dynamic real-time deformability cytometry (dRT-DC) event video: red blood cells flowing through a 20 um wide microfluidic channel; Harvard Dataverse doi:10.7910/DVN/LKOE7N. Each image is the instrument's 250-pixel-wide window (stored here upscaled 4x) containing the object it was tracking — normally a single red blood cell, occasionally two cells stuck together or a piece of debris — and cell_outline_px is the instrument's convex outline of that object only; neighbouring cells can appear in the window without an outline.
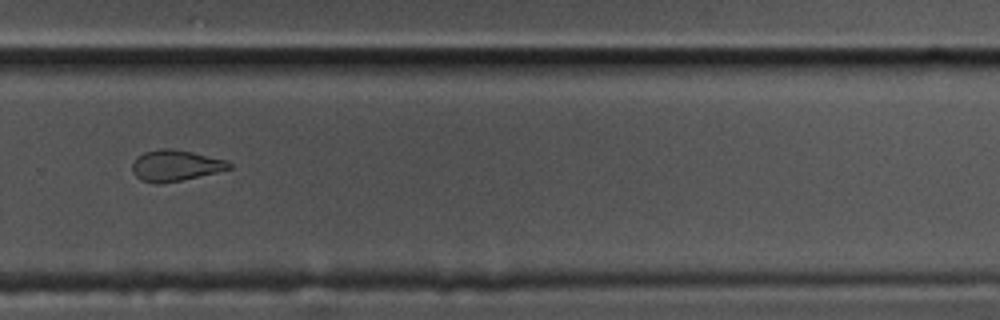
{"species": "common noctule bat (a hibernating species)", "species_latin": "Nyctalus noctula", "temperature_condition": "cold", "stored_images_in_passage": 46, "camera_frame_rate_fps": 3000, "um_per_image_px": 0.085, "animal": {"sex": "male", "body_mass_g": 17.5, "forearm_length_mm": 52.3}, "frame": {"image": 1, "passage_image": 27, "time_ms": 8.667, "image_size_px": [1000, 320], "cell_outline_px": [[232, 168], [216, 172], [180, 180], [160, 184], [152, 184], [140, 180], [132, 172], [132, 164], [144, 152], [160, 148], [172, 148], [192, 152], [228, 160], [232, 164]], "centroid_in_image_um": [14.91, 14.07], "position_along_channel_um": 314.9, "area_um2": 17.51}}
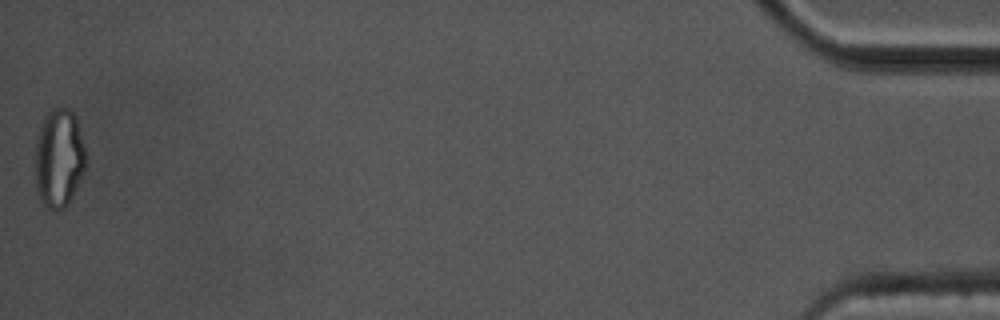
{"frame": {"image": 2, "passage_image": 46, "time_ms": 15.0, "image_size_px": [1000, 320], "cell_outline_px": [[84, 172], [68, 204], [64, 208], [48, 208], [40, 200], [36, 184], [36, 136], [40, 124], [44, 116], [48, 112], [56, 108], [68, 108], [72, 112], [76, 120], [84, 148]], "centroid_in_image_um": [4.98, 13.43], "position_along_channel_um": 430.2, "area_um2": 28.55}, "authors_computed_cell_mechanics": {"area_um2": 18.5249, "velocity_mm_per_s": 3.3388, "shape_relaxation_time_tau1_ms": 6.1443, "shape_relaxation_time_tau2_ms": 3.5691, "deformation_change_tau1": 0.1626, "deformation_change_tau2": 0.1049}}